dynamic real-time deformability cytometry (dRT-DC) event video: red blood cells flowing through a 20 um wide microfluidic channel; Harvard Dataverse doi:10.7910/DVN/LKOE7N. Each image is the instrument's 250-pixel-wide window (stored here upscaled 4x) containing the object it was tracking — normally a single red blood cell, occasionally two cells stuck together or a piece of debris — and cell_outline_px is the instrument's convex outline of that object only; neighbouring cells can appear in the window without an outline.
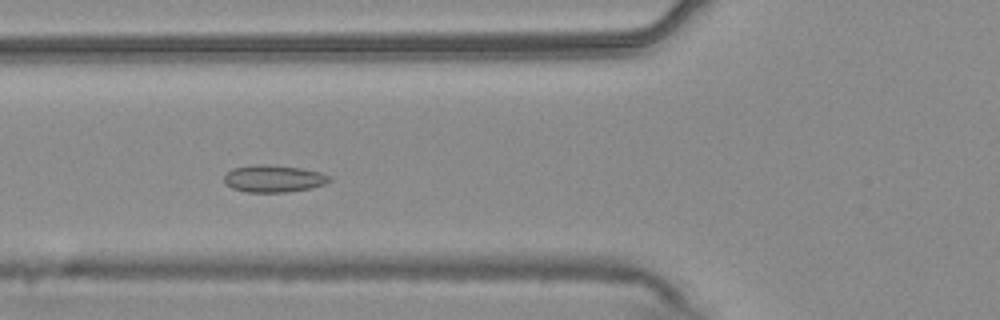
{"species": "common noctule bat (a hibernating species)", "species_latin": "Nyctalus noctula", "temperature_condition": "warm", "stored_images_in_passage": 54, "camera_frame_rate_fps": 3000, "um_per_image_px": 0.085, "animal": {"sex": "male", "body_mass_g": 20.4}, "frame": {"image": 1, "passage_image": 19, "time_ms": 6.0, "image_size_px": [1000, 320], "cell_outline_px": [[332, 180], [324, 184], [312, 188], [288, 192], [248, 192], [232, 188], [224, 184], [224, 176], [232, 168], [252, 164], [264, 164], [300, 168], [324, 172], [332, 176]], "centroid_in_image_um": [23.29, 15.18], "position_along_channel_um": 102.5, "area_um2": 16.94}}
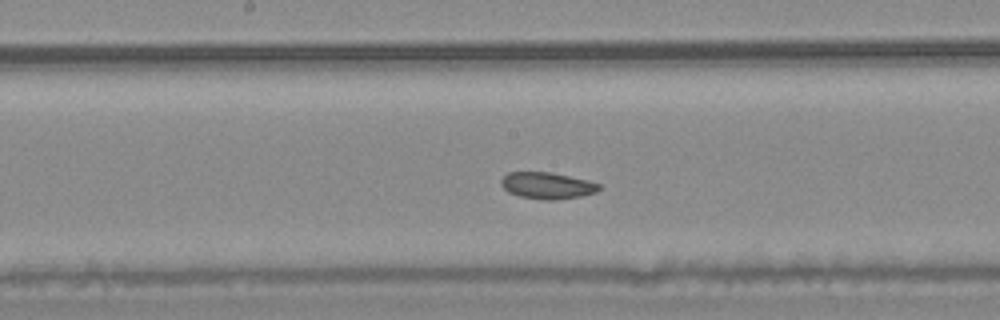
{"frame": {"image": 2, "passage_image": 27, "time_ms": 8.667, "image_size_px": [1000, 320], "cell_outline_px": [[600, 188], [596, 192], [580, 196], [556, 200], [544, 200], [520, 196], [508, 192], [500, 184], [500, 180], [508, 172], [548, 172], [588, 180], [600, 184]], "centroid_in_image_um": [46.49, 15.77], "position_along_channel_um": 201.7, "area_um2": 15.09}}
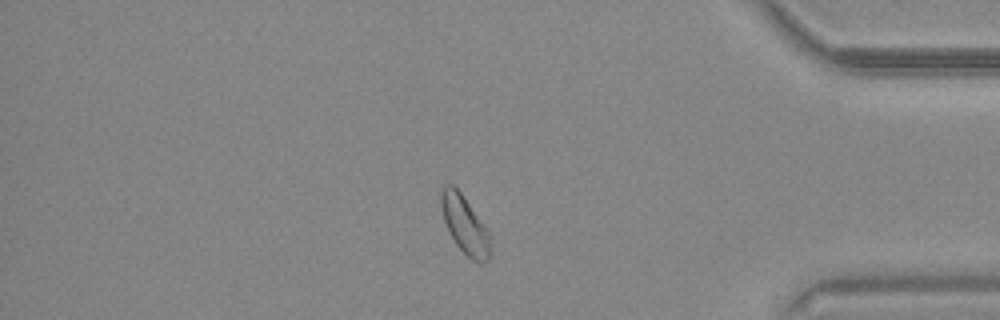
{"frame": {"image": 3, "passage_image": 45, "time_ms": 14.667, "image_size_px": [1000, 320], "cell_outline_px": [[492, 252], [488, 260], [480, 264], [472, 260], [456, 244], [444, 220], [440, 204], [440, 192], [444, 184], [452, 184], [460, 192], [492, 236]], "centroid_in_image_um": [39.55, 19.14], "position_along_channel_um": 395.7, "area_um2": 16.65}}